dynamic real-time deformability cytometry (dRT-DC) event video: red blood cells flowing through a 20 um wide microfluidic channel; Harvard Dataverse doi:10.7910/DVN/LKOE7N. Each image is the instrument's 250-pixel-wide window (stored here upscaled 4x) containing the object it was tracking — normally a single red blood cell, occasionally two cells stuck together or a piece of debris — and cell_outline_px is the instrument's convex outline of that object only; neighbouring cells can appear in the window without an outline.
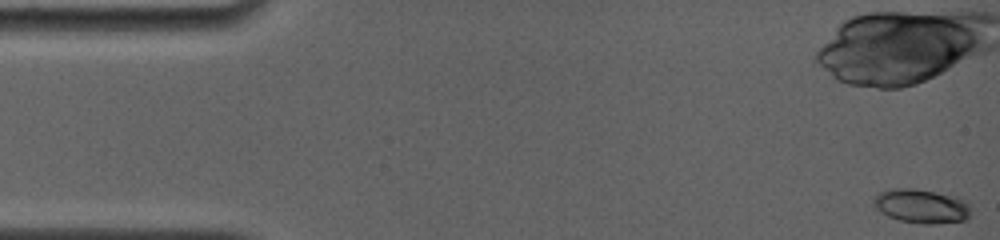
{"species": "common noctule bat (a hibernating species)", "species_latin": "Nyctalus noctula", "temperature_condition": "room temperature", "stored_images_in_passage": 18, "camera_frame_rate_fps": 4000, "um_per_image_px": 0.085, "animal": {"sex": "female", "body_mass_g": 19.0, "forearm_length_mm": 56.7}, "frame": {"image": 1, "passage_image": 1, "time_ms": 0.0, "image_size_px": [1000, 240], "cell_outline_px": [[972, 212], [968, 220], [936, 224], [920, 224], [900, 220], [888, 216], [880, 212], [872, 204], [872, 200], [880, 192], [892, 188], [916, 188], [960, 196], [968, 200]], "centroid_in_image_um": [78.39, 17.51], "position_along_channel_um": 6.6, "area_um2": 20.0}}